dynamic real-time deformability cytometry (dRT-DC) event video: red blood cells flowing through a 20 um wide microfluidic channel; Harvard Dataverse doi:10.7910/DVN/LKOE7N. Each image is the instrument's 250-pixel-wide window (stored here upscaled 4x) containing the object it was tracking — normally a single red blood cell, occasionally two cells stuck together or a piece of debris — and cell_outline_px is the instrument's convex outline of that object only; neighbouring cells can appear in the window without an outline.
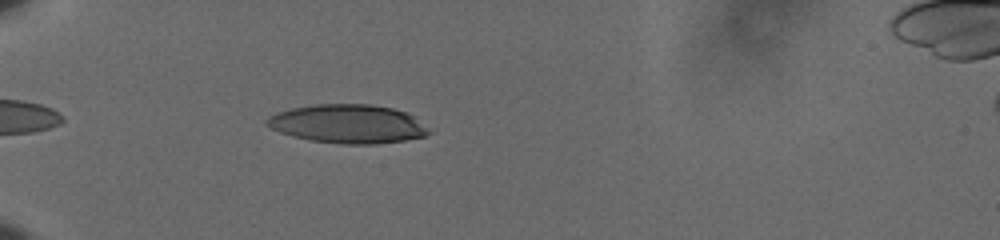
{"species": "human", "species_latin": "Homo sapiens", "temperature_condition": "cold", "stored_images_in_passage": 43, "camera_frame_rate_fps": 3000, "um_per_image_px": 0.085, "donor": {"sex": "male"}, "frame": {"image": 1, "passage_image": 4, "time_ms": 1.0, "image_size_px": [1000, 240], "cell_outline_px": [[432, 132], [428, 136], [404, 140], [376, 144], [344, 144], [308, 140], [292, 136], [280, 132], [264, 124], [264, 120], [268, 116], [276, 112], [292, 108], [316, 104], [372, 104], [392, 108], [408, 112]], "centroid_in_image_um": [29.56, 10.53], "position_along_channel_um": 55.4, "area_um2": 36.76}}
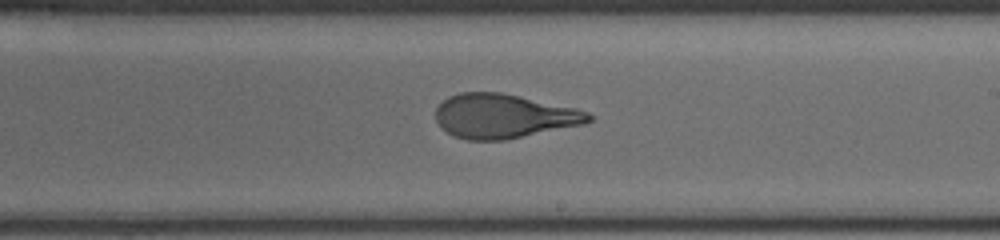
{"frame": {"image": 2, "passage_image": 22, "time_ms": 7.0, "image_size_px": [1000, 240], "cell_outline_px": [[592, 120], [584, 124], [504, 140], [468, 140], [452, 136], [436, 120], [436, 108], [448, 96], [460, 92], [500, 92], [520, 96], [576, 108], [588, 112], [592, 116]], "centroid_in_image_um": [42.81, 9.86], "position_along_channel_um": 246.2, "area_um2": 39.25}}
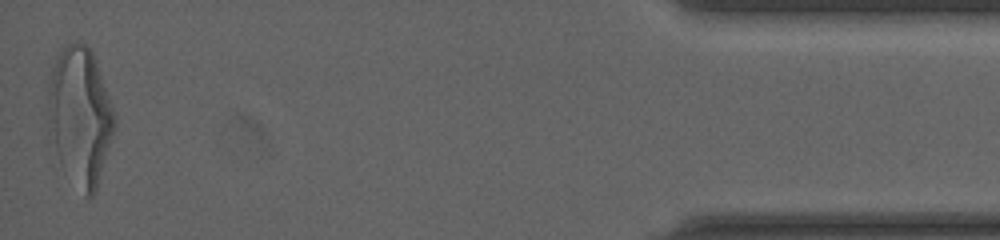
{"frame": {"image": 3, "passage_image": 43, "time_ms": 14.0, "image_size_px": [1000, 240], "cell_outline_px": [[116, 124], [96, 192], [92, 196], [84, 196], [60, 164], [56, 148], [48, 104], [48, 84], [52, 68], [56, 56], [68, 44], [76, 40], [84, 44], [92, 52], [112, 108], [116, 120]], "centroid_in_image_um": [6.82, 9.87], "position_along_channel_um": 428.4, "area_um2": 51.96}, "authors_computed_cell_mechanics": {"area_um2": 39.9398, "velocity_mm_per_s": 3.5999, "shape_relaxation_time_tau1_ms": 4.686, "shape_relaxation_time_tau2_ms": 1.0937, "deformation_change_tau1": 0.2096, "deformation_change_tau2": 0.0968}}